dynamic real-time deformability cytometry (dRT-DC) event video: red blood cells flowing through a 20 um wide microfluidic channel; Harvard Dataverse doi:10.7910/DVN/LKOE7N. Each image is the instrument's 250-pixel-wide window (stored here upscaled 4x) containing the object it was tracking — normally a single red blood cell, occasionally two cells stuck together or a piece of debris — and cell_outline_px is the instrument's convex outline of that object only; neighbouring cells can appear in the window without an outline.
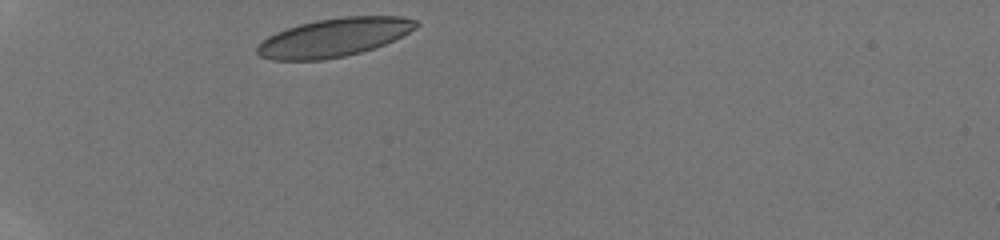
{"species": "human", "species_latin": "Homo sapiens", "temperature_condition": "room temperature", "stored_images_in_passage": 8, "camera_frame_rate_fps": 3000, "um_per_image_px": 0.085, "donor": {"sex": "male"}, "frame": {"image": 1, "passage_image": 1, "time_ms": 0.0, "image_size_px": [1000, 240], "cell_outline_px": [[420, 24], [416, 28], [384, 44], [360, 52], [344, 56], [320, 60], [272, 60], [260, 56], [256, 52], [256, 48], [268, 36], [276, 32], [300, 24], [316, 20], [340, 16], [400, 16], [416, 20]], "centroid_in_image_um": [28.38, 3.17], "position_along_channel_um": 56.6, "area_um2": 35.32}}
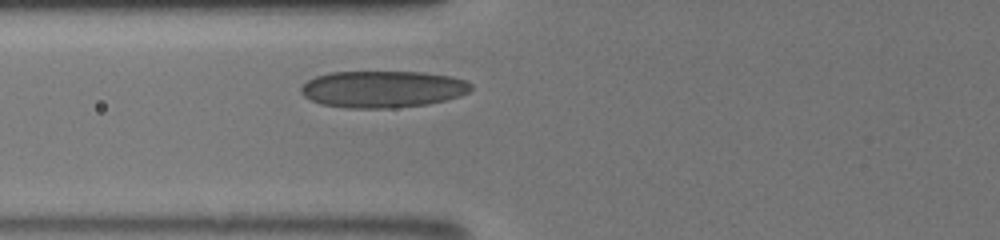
{"frame": {"image": 2, "passage_image": 5, "time_ms": 1.667, "image_size_px": [1000, 240], "cell_outline_px": [[472, 88], [468, 92], [460, 96], [448, 100], [428, 104], [392, 108], [348, 108], [320, 104], [304, 96], [300, 92], [300, 88], [308, 80], [316, 76], [332, 72], [424, 72], [452, 76], [464, 80], [472, 84]], "centroid_in_image_um": [32.55, 7.58], "position_along_channel_um": 93.2, "area_um2": 36.65}}
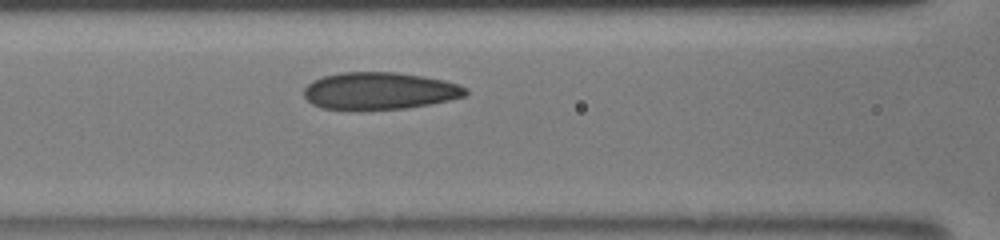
{"frame": {"image": 3, "passage_image": 8, "time_ms": 2.667, "image_size_px": [1000, 240], "cell_outline_px": [[468, 92], [464, 96], [432, 104], [408, 108], [360, 112], [320, 108], [312, 104], [304, 96], [304, 88], [312, 80], [324, 76], [340, 72], [396, 72], [444, 80], [468, 88]], "centroid_in_image_um": [32.21, 7.76], "position_along_channel_um": 134.4, "area_um2": 35.84}}